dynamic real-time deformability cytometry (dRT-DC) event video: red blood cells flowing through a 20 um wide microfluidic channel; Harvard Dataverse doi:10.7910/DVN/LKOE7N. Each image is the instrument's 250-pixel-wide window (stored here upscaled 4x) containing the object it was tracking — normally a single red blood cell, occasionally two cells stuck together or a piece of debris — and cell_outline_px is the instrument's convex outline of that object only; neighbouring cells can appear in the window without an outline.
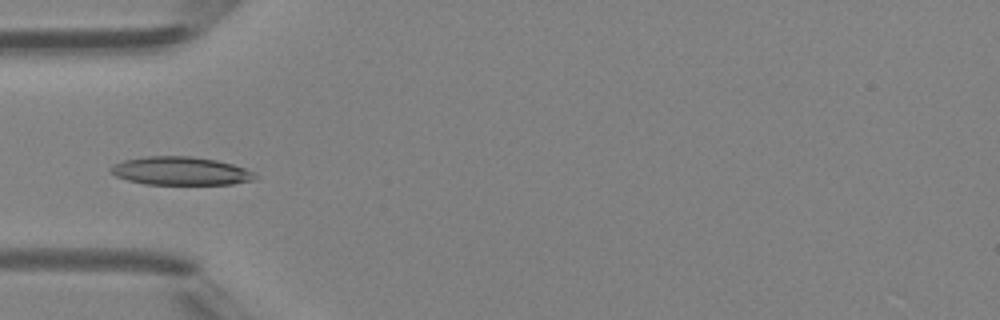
{"species": "Egyptian fruit bat (a non-hibernating species)", "species_latin": "Rousettus aegyptiacus", "temperature_condition": "room temperature", "stored_images_in_passage": 26, "camera_frame_rate_fps": 3000, "um_per_image_px": 0.085, "animal": {"sex": "female"}, "frame": {"image": 1, "passage_image": 1, "time_ms": 0.0, "image_size_px": [1000, 320], "cell_outline_px": [[256, 180], [232, 184], [144, 184], [128, 180], [116, 176], [108, 168], [124, 160], [148, 156], [192, 156], [216, 160], [232, 164], [244, 168], [252, 172], [256, 176]], "centroid_in_image_um": [15.36, 14.53], "position_along_channel_um": 69.6, "area_um2": 23.64}}
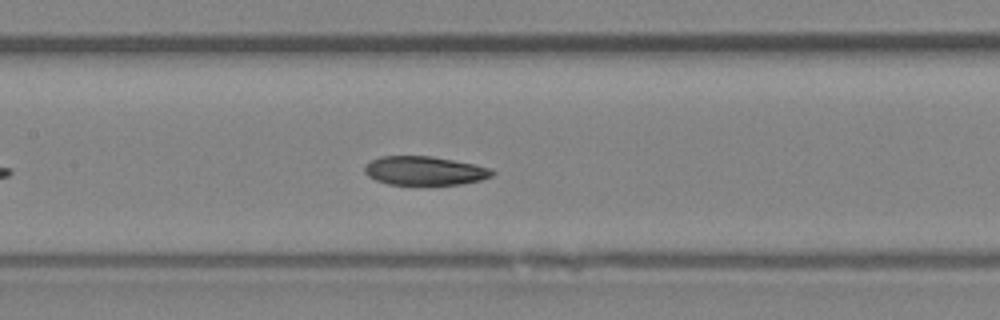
{"frame": {"image": 2, "passage_image": 8, "time_ms": 2.333, "image_size_px": [1000, 320], "cell_outline_px": [[496, 172], [492, 176], [480, 180], [460, 184], [388, 184], [376, 180], [368, 176], [364, 172], [364, 168], [372, 160], [380, 156], [432, 156], [492, 168]], "centroid_in_image_um": [36.1, 14.51], "position_along_channel_um": 171.3, "area_um2": 21.21}}
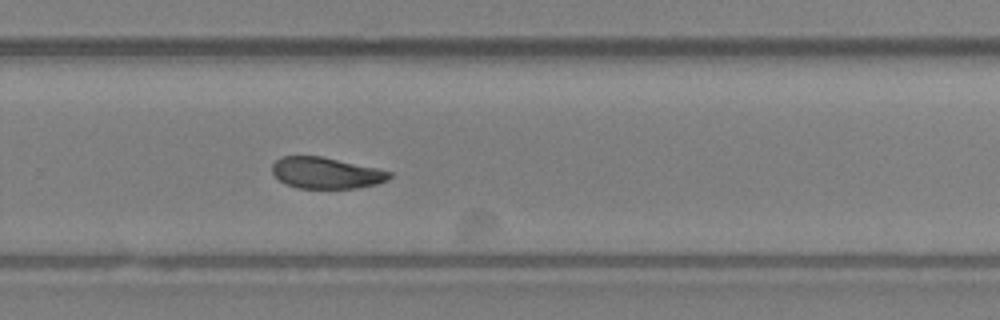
{"frame": {"image": 3, "passage_image": 17, "time_ms": 5.333, "image_size_px": [1000, 320], "cell_outline_px": [[392, 176], [388, 180], [376, 184], [356, 188], [296, 188], [280, 180], [272, 172], [272, 164], [280, 156], [320, 156], [376, 168], [392, 172]], "centroid_in_image_um": [27.71, 14.7], "position_along_channel_um": 302.1, "area_um2": 21.21}, "authors_computed_cell_mechanics": {"area_um2": 22.2241, "velocity_mm_per_s": 4.3687, "shape_relaxation_time_tau1_ms": null, "shape_relaxation_time_tau2_ms": 4.0885, "deformation_change_tau1": null, "deformation_change_tau2": 0.0848}}